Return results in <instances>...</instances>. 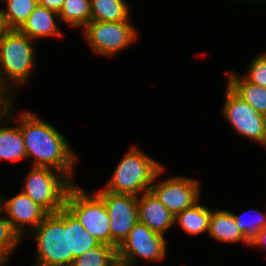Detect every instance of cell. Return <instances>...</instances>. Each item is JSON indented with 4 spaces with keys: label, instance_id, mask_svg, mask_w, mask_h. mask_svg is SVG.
<instances>
[{
    "label": "cell",
    "instance_id": "d4e9b609",
    "mask_svg": "<svg viewBox=\"0 0 266 266\" xmlns=\"http://www.w3.org/2000/svg\"><path fill=\"white\" fill-rule=\"evenodd\" d=\"M250 211H254L258 215H255V218L250 217L251 219L248 218V220H246L244 219V217H242L243 213L240 216L235 213H232L234 216L235 223L239 227L240 231L249 240H251L262 228L266 226V214H263L261 211L253 209L249 210V212Z\"/></svg>",
    "mask_w": 266,
    "mask_h": 266
},
{
    "label": "cell",
    "instance_id": "52a82bcc",
    "mask_svg": "<svg viewBox=\"0 0 266 266\" xmlns=\"http://www.w3.org/2000/svg\"><path fill=\"white\" fill-rule=\"evenodd\" d=\"M165 241L163 235L138 221L117 248V261L124 266H133L139 262L138 259L159 262L167 255Z\"/></svg>",
    "mask_w": 266,
    "mask_h": 266
},
{
    "label": "cell",
    "instance_id": "f1b7e54d",
    "mask_svg": "<svg viewBox=\"0 0 266 266\" xmlns=\"http://www.w3.org/2000/svg\"><path fill=\"white\" fill-rule=\"evenodd\" d=\"M250 246H264L266 248V226L262 228L251 240Z\"/></svg>",
    "mask_w": 266,
    "mask_h": 266
},
{
    "label": "cell",
    "instance_id": "603a6c76",
    "mask_svg": "<svg viewBox=\"0 0 266 266\" xmlns=\"http://www.w3.org/2000/svg\"><path fill=\"white\" fill-rule=\"evenodd\" d=\"M117 250L107 244L98 246L76 257L70 266H116Z\"/></svg>",
    "mask_w": 266,
    "mask_h": 266
},
{
    "label": "cell",
    "instance_id": "2e32d148",
    "mask_svg": "<svg viewBox=\"0 0 266 266\" xmlns=\"http://www.w3.org/2000/svg\"><path fill=\"white\" fill-rule=\"evenodd\" d=\"M208 234L214 240L222 243L227 244L242 241L243 244L250 246V240L240 231L231 211L212 210Z\"/></svg>",
    "mask_w": 266,
    "mask_h": 266
},
{
    "label": "cell",
    "instance_id": "4dcf8cb0",
    "mask_svg": "<svg viewBox=\"0 0 266 266\" xmlns=\"http://www.w3.org/2000/svg\"><path fill=\"white\" fill-rule=\"evenodd\" d=\"M247 1H249V0H247ZM250 1H252V0H250ZM253 1H254V2H255V1H258V2L261 1V2H263L264 0H253Z\"/></svg>",
    "mask_w": 266,
    "mask_h": 266
},
{
    "label": "cell",
    "instance_id": "277c9868",
    "mask_svg": "<svg viewBox=\"0 0 266 266\" xmlns=\"http://www.w3.org/2000/svg\"><path fill=\"white\" fill-rule=\"evenodd\" d=\"M32 41L18 30H7L0 38V82L12 95L15 90L9 82L24 84L36 65Z\"/></svg>",
    "mask_w": 266,
    "mask_h": 266
},
{
    "label": "cell",
    "instance_id": "cb8c5ba5",
    "mask_svg": "<svg viewBox=\"0 0 266 266\" xmlns=\"http://www.w3.org/2000/svg\"><path fill=\"white\" fill-rule=\"evenodd\" d=\"M2 214L5 215L0 211V266H5L22 237Z\"/></svg>",
    "mask_w": 266,
    "mask_h": 266
},
{
    "label": "cell",
    "instance_id": "f546056e",
    "mask_svg": "<svg viewBox=\"0 0 266 266\" xmlns=\"http://www.w3.org/2000/svg\"><path fill=\"white\" fill-rule=\"evenodd\" d=\"M6 31H7V29H6V26L4 24V20H3V17L1 15V11H0V38Z\"/></svg>",
    "mask_w": 266,
    "mask_h": 266
},
{
    "label": "cell",
    "instance_id": "7402d4cb",
    "mask_svg": "<svg viewBox=\"0 0 266 266\" xmlns=\"http://www.w3.org/2000/svg\"><path fill=\"white\" fill-rule=\"evenodd\" d=\"M59 20L70 26L84 28L91 18V0H64Z\"/></svg>",
    "mask_w": 266,
    "mask_h": 266
},
{
    "label": "cell",
    "instance_id": "7a4b0ae2",
    "mask_svg": "<svg viewBox=\"0 0 266 266\" xmlns=\"http://www.w3.org/2000/svg\"><path fill=\"white\" fill-rule=\"evenodd\" d=\"M30 234L37 244L35 266H70L73 254L69 253V210L63 207L48 213Z\"/></svg>",
    "mask_w": 266,
    "mask_h": 266
},
{
    "label": "cell",
    "instance_id": "ba28073f",
    "mask_svg": "<svg viewBox=\"0 0 266 266\" xmlns=\"http://www.w3.org/2000/svg\"><path fill=\"white\" fill-rule=\"evenodd\" d=\"M130 21H90L83 33L90 49L103 56H114L129 47L137 37V30Z\"/></svg>",
    "mask_w": 266,
    "mask_h": 266
},
{
    "label": "cell",
    "instance_id": "7c38bea8",
    "mask_svg": "<svg viewBox=\"0 0 266 266\" xmlns=\"http://www.w3.org/2000/svg\"><path fill=\"white\" fill-rule=\"evenodd\" d=\"M0 209L1 212L7 213L5 217L22 238L25 236L24 230L27 225H30L31 231L34 230L48 214L22 191L9 199L1 196Z\"/></svg>",
    "mask_w": 266,
    "mask_h": 266
},
{
    "label": "cell",
    "instance_id": "30bf717a",
    "mask_svg": "<svg viewBox=\"0 0 266 266\" xmlns=\"http://www.w3.org/2000/svg\"><path fill=\"white\" fill-rule=\"evenodd\" d=\"M222 114L239 135L246 136L266 147V117L243 101L228 86Z\"/></svg>",
    "mask_w": 266,
    "mask_h": 266
},
{
    "label": "cell",
    "instance_id": "d6986e66",
    "mask_svg": "<svg viewBox=\"0 0 266 266\" xmlns=\"http://www.w3.org/2000/svg\"><path fill=\"white\" fill-rule=\"evenodd\" d=\"M130 9L125 0H91L90 21H130Z\"/></svg>",
    "mask_w": 266,
    "mask_h": 266
},
{
    "label": "cell",
    "instance_id": "44dd1931",
    "mask_svg": "<svg viewBox=\"0 0 266 266\" xmlns=\"http://www.w3.org/2000/svg\"><path fill=\"white\" fill-rule=\"evenodd\" d=\"M5 2L7 9L0 11L7 30H18L38 5V0H5Z\"/></svg>",
    "mask_w": 266,
    "mask_h": 266
},
{
    "label": "cell",
    "instance_id": "ac0fdd59",
    "mask_svg": "<svg viewBox=\"0 0 266 266\" xmlns=\"http://www.w3.org/2000/svg\"><path fill=\"white\" fill-rule=\"evenodd\" d=\"M199 202L178 213L174 218V224H179L188 235H198L209 230L212 210Z\"/></svg>",
    "mask_w": 266,
    "mask_h": 266
},
{
    "label": "cell",
    "instance_id": "8992f818",
    "mask_svg": "<svg viewBox=\"0 0 266 266\" xmlns=\"http://www.w3.org/2000/svg\"><path fill=\"white\" fill-rule=\"evenodd\" d=\"M65 207L94 238L111 246L109 216L104 201L95 192L85 191L75 183L67 193Z\"/></svg>",
    "mask_w": 266,
    "mask_h": 266
},
{
    "label": "cell",
    "instance_id": "9c48e42d",
    "mask_svg": "<svg viewBox=\"0 0 266 266\" xmlns=\"http://www.w3.org/2000/svg\"><path fill=\"white\" fill-rule=\"evenodd\" d=\"M95 193L105 203L110 221L111 246L117 250L139 221L137 196L115 194L103 189Z\"/></svg>",
    "mask_w": 266,
    "mask_h": 266
},
{
    "label": "cell",
    "instance_id": "5b68a950",
    "mask_svg": "<svg viewBox=\"0 0 266 266\" xmlns=\"http://www.w3.org/2000/svg\"><path fill=\"white\" fill-rule=\"evenodd\" d=\"M22 192L47 213L65 207L69 189L74 183L62 172L48 167H33L25 178Z\"/></svg>",
    "mask_w": 266,
    "mask_h": 266
},
{
    "label": "cell",
    "instance_id": "6da1fadb",
    "mask_svg": "<svg viewBox=\"0 0 266 266\" xmlns=\"http://www.w3.org/2000/svg\"><path fill=\"white\" fill-rule=\"evenodd\" d=\"M19 118L27 159L34 157L32 166L58 170L75 184L73 168L78 158L66 141V137L30 111L21 113Z\"/></svg>",
    "mask_w": 266,
    "mask_h": 266
},
{
    "label": "cell",
    "instance_id": "3957f363",
    "mask_svg": "<svg viewBox=\"0 0 266 266\" xmlns=\"http://www.w3.org/2000/svg\"><path fill=\"white\" fill-rule=\"evenodd\" d=\"M163 167L158 161L134 146L120 160L103 190L115 194L139 196V193L150 191L154 178Z\"/></svg>",
    "mask_w": 266,
    "mask_h": 266
},
{
    "label": "cell",
    "instance_id": "83f0119b",
    "mask_svg": "<svg viewBox=\"0 0 266 266\" xmlns=\"http://www.w3.org/2000/svg\"><path fill=\"white\" fill-rule=\"evenodd\" d=\"M64 0H38V5L59 13Z\"/></svg>",
    "mask_w": 266,
    "mask_h": 266
},
{
    "label": "cell",
    "instance_id": "9a60e30c",
    "mask_svg": "<svg viewBox=\"0 0 266 266\" xmlns=\"http://www.w3.org/2000/svg\"><path fill=\"white\" fill-rule=\"evenodd\" d=\"M55 17L59 19V14L37 5L18 31L32 40L62 36Z\"/></svg>",
    "mask_w": 266,
    "mask_h": 266
},
{
    "label": "cell",
    "instance_id": "484cf974",
    "mask_svg": "<svg viewBox=\"0 0 266 266\" xmlns=\"http://www.w3.org/2000/svg\"><path fill=\"white\" fill-rule=\"evenodd\" d=\"M246 81L266 87V52L256 56L248 72L242 76Z\"/></svg>",
    "mask_w": 266,
    "mask_h": 266
},
{
    "label": "cell",
    "instance_id": "4316f807",
    "mask_svg": "<svg viewBox=\"0 0 266 266\" xmlns=\"http://www.w3.org/2000/svg\"><path fill=\"white\" fill-rule=\"evenodd\" d=\"M13 95L0 82V110L13 104Z\"/></svg>",
    "mask_w": 266,
    "mask_h": 266
},
{
    "label": "cell",
    "instance_id": "e0dca14e",
    "mask_svg": "<svg viewBox=\"0 0 266 266\" xmlns=\"http://www.w3.org/2000/svg\"><path fill=\"white\" fill-rule=\"evenodd\" d=\"M227 86L259 114L266 117V87L248 82L233 71L228 75Z\"/></svg>",
    "mask_w": 266,
    "mask_h": 266
},
{
    "label": "cell",
    "instance_id": "4fadbf2b",
    "mask_svg": "<svg viewBox=\"0 0 266 266\" xmlns=\"http://www.w3.org/2000/svg\"><path fill=\"white\" fill-rule=\"evenodd\" d=\"M14 109L13 104H11L4 110H0V159L11 162H16L25 158L27 159L20 125L10 127L8 124V121L12 120L15 116L13 115L15 113Z\"/></svg>",
    "mask_w": 266,
    "mask_h": 266
},
{
    "label": "cell",
    "instance_id": "8fae6325",
    "mask_svg": "<svg viewBox=\"0 0 266 266\" xmlns=\"http://www.w3.org/2000/svg\"><path fill=\"white\" fill-rule=\"evenodd\" d=\"M163 167L154 178L150 191L174 215L190 208L199 201L200 183L191 177L172 176L161 182L157 178L165 171ZM156 180V181H155Z\"/></svg>",
    "mask_w": 266,
    "mask_h": 266
},
{
    "label": "cell",
    "instance_id": "5bb4252c",
    "mask_svg": "<svg viewBox=\"0 0 266 266\" xmlns=\"http://www.w3.org/2000/svg\"><path fill=\"white\" fill-rule=\"evenodd\" d=\"M139 222L164 236L174 225L175 216L151 192L137 196Z\"/></svg>",
    "mask_w": 266,
    "mask_h": 266
},
{
    "label": "cell",
    "instance_id": "ffe728a7",
    "mask_svg": "<svg viewBox=\"0 0 266 266\" xmlns=\"http://www.w3.org/2000/svg\"><path fill=\"white\" fill-rule=\"evenodd\" d=\"M99 244L100 242L86 231L69 211V253L73 254V260Z\"/></svg>",
    "mask_w": 266,
    "mask_h": 266
}]
</instances>
